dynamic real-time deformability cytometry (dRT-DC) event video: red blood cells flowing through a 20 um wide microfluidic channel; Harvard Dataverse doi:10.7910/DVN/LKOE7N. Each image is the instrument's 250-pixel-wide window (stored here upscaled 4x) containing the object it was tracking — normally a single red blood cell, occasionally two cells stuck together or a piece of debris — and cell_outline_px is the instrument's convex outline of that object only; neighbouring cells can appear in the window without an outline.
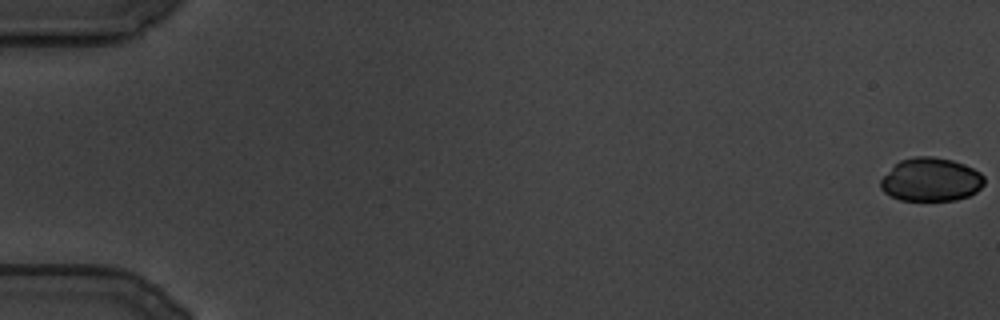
{"species": "common noctule bat (a hibernating species)", "species_latin": "Nyctalus noctula", "temperature_condition": "cold", "stored_images_in_passage": 122, "camera_frame_rate_fps": 3000, "um_per_image_px": 0.085, "animal": {"sex": "male", "body_mass_g": 19.5, "forearm_length_mm": 54.6}, "frame": {"image": 1, "passage_image": 1, "time_ms": 0.0, "image_size_px": [1000, 320], "cell_outline_px": [[984, 184], [976, 192], [968, 196], [956, 200], [900, 200], [884, 192], [880, 188], [880, 180], [900, 160], [912, 156], [932, 156], [952, 160], [964, 164], [980, 172], [984, 176]], "centroid_in_image_um": [79.14, 15.26], "position_along_channel_um": 5.9, "area_um2": 26.18}}
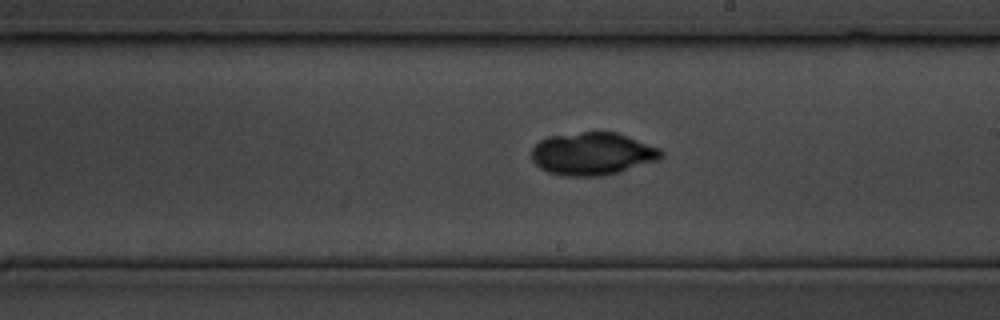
{"frame": {"image": 2, "passage_image": 72, "time_ms": 23.667, "image_size_px": [1000, 320], "cell_outline_px": [[664, 156], [660, 160], [616, 172], [600, 176], [564, 176], [548, 172], [540, 168], [532, 160], [532, 148], [540, 140], [548, 136], [580, 132], [616, 132], [660, 148], [664, 152]], "centroid_in_image_um": [50.36, 13.06], "position_along_channel_um": 238.6, "area_um2": 32.19}}
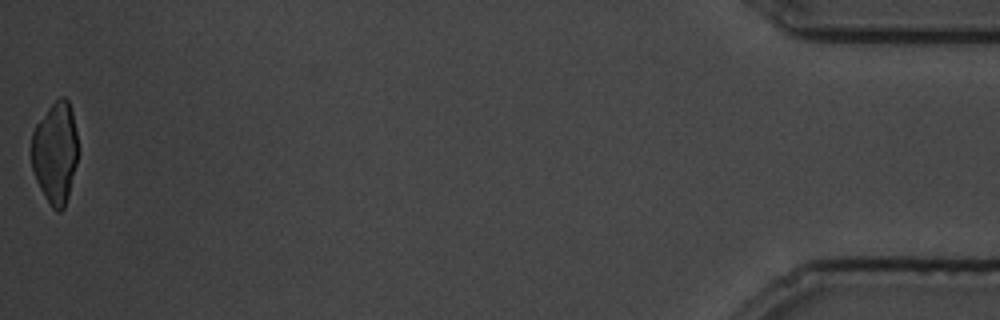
{"frame": {"image": 3, "passage_image": 122, "time_ms": 40.333, "image_size_px": [1000, 320], "cell_outline_px": [[76, 164], [68, 196], [64, 208], [60, 212], [56, 212], [52, 208], [40, 188], [36, 180], [32, 168], [32, 132], [36, 124], [48, 108], [60, 96], [64, 96], [68, 100], [72, 112], [76, 132]], "centroid_in_image_um": [4.68, 12.98], "position_along_channel_um": 430.5, "area_um2": 27.22}}